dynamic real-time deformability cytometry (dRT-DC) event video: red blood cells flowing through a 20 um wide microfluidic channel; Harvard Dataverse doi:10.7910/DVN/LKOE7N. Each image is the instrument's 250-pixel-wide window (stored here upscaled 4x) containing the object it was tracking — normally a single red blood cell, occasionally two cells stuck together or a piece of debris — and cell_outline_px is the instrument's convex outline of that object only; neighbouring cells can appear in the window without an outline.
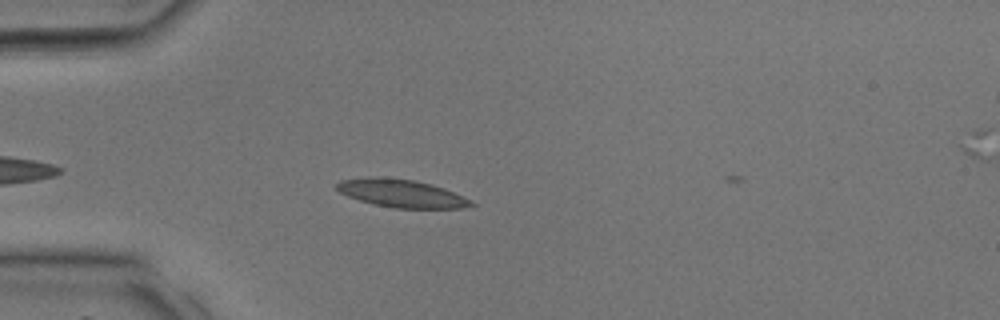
{"species": "common noctule bat (a hibernating species)", "species_latin": "Nyctalus noctula", "temperature_condition": "room temperature", "stored_images_in_passage": 4, "camera_frame_rate_fps": 3000, "um_per_image_px": 0.085, "animal": {"sex": "male", "body_mass_g": 17.9, "forearm_length_mm": 54.2}, "frame": {"image": 1, "passage_image": 3, "time_ms": 0.667, "image_size_px": [1000, 320], "cell_outline_px": [[476, 204], [460, 208], [396, 208], [376, 204], [360, 200], [348, 196], [340, 192], [336, 188], [336, 184], [340, 180], [368, 176], [384, 176], [412, 180], [432, 184], [444, 188], [472, 200]], "centroid_in_image_um": [34.11, 16.41], "position_along_channel_um": 50.9, "area_um2": 21.85}}